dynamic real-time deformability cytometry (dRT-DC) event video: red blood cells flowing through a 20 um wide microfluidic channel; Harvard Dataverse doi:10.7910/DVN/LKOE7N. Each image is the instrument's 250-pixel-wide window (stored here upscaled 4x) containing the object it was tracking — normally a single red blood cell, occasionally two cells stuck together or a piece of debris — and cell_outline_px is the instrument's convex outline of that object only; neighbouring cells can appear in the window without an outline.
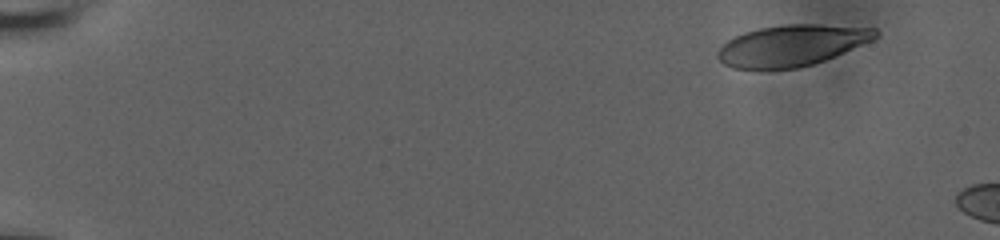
{"species": "human", "species_latin": "Homo sapiens", "temperature_condition": "room temperature", "stored_images_in_passage": 48, "camera_frame_rate_fps": 3000, "um_per_image_px": 0.085, "donor": {"sex": "male"}, "frame": {"image": 1, "passage_image": 1, "time_ms": 0.0, "image_size_px": [1000, 240], "cell_outline_px": [[880, 36], [872, 40], [824, 60], [812, 64], [796, 68], [732, 68], [724, 64], [716, 56], [716, 52], [728, 40], [744, 32], [760, 28], [784, 24], [816, 24], [876, 28], [880, 32]], "centroid_in_image_um": [67.3, 3.84], "position_along_channel_um": 17.7, "area_um2": 37.45}}
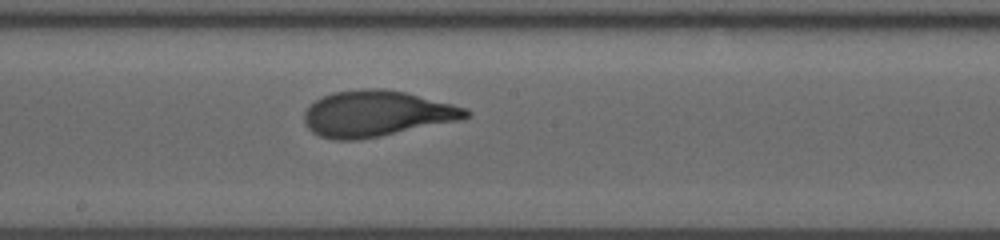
{"frame": {"image": 2, "passage_image": 30, "time_ms": 9.667, "image_size_px": [1000, 240], "cell_outline_px": [[472, 112], [468, 116], [460, 120], [380, 136], [356, 140], [336, 140], [320, 136], [312, 132], [308, 128], [304, 120], [304, 112], [316, 100], [332, 92], [364, 88], [384, 88], [404, 92], [468, 108]], "centroid_in_image_um": [32.01, 9.66], "position_along_channel_um": 216.2, "area_um2": 43.06}}
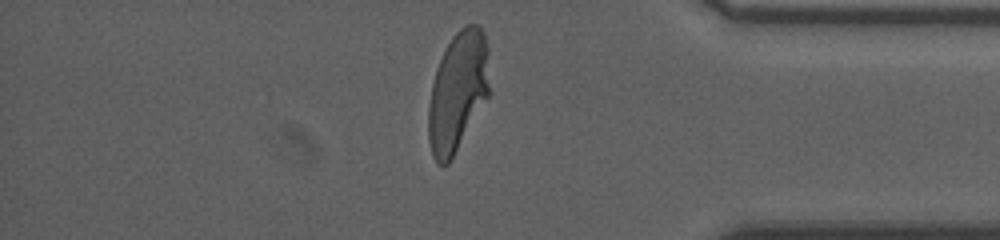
{"frame": {"image": 3, "passage_image": 46, "time_ms": 15.0, "image_size_px": [1000, 240], "cell_outline_px": [[488, 96], [448, 164], [436, 164], [432, 156], [428, 140], [428, 104], [432, 84], [436, 68], [452, 36], [460, 28], [468, 24], [476, 24], [484, 32], [488, 48]], "centroid_in_image_um": [38.89, 7.78], "position_along_channel_um": 396.3, "area_um2": 42.25}, "authors_computed_cell_mechanics": {"area_um2": 41.5871, "velocity_mm_per_s": 3.7095, "shape_relaxation_time_tau1_ms": 4.0735, "shape_relaxation_time_tau2_ms": null, "deformation_change_tau1": 0.2076, "deformation_change_tau2": null}}